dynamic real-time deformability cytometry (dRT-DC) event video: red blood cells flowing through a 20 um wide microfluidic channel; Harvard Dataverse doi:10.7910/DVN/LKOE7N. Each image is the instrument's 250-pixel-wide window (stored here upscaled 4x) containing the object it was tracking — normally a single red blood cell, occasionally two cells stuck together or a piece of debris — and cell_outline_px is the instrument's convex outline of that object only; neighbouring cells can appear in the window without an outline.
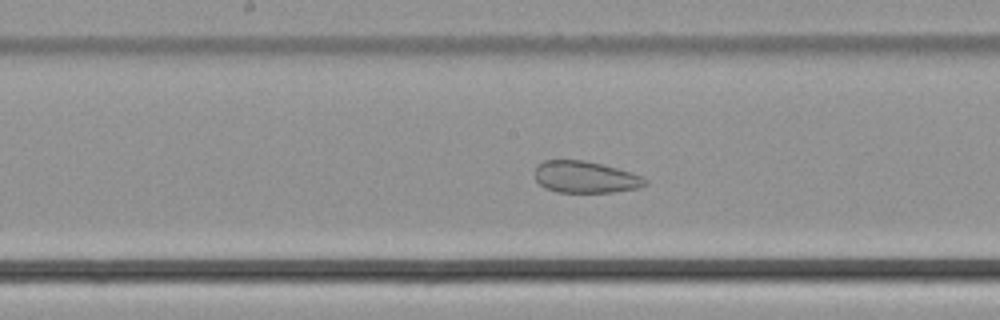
{"species": "common noctule bat (a hibernating species)", "species_latin": "Nyctalus noctula", "temperature_condition": "cold", "stored_images_in_passage": 44, "camera_frame_rate_fps": 3000, "um_per_image_px": 0.085, "animal": {"sex": "male", "body_mass_g": 21.5, "forearm_length_mm": 52.0}, "frame": {"image": 1, "passage_image": 26, "time_ms": 8.333, "image_size_px": [1000, 320], "cell_outline_px": [[648, 184], [640, 188], [612, 192], [556, 192], [544, 188], [536, 180], [532, 172], [536, 164], [544, 160], [584, 160], [632, 172], [648, 180]], "centroid_in_image_um": [49.71, 15.05], "position_along_channel_um": 198.5, "area_um2": 20.69}}
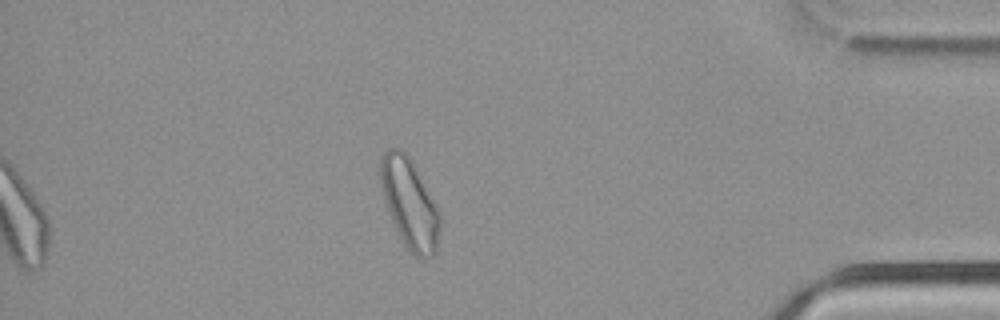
{"frame": {"image": 2, "passage_image": 44, "time_ms": 14.333, "image_size_px": [1000, 320], "cell_outline_px": [[440, 228], [436, 248], [432, 256], [416, 256], [404, 244], [392, 220], [380, 184], [380, 156], [388, 148], [400, 148], [412, 160], [440, 212]], "centroid_in_image_um": [34.81, 17.23], "position_along_channel_um": 400.4, "area_um2": 30.46}}